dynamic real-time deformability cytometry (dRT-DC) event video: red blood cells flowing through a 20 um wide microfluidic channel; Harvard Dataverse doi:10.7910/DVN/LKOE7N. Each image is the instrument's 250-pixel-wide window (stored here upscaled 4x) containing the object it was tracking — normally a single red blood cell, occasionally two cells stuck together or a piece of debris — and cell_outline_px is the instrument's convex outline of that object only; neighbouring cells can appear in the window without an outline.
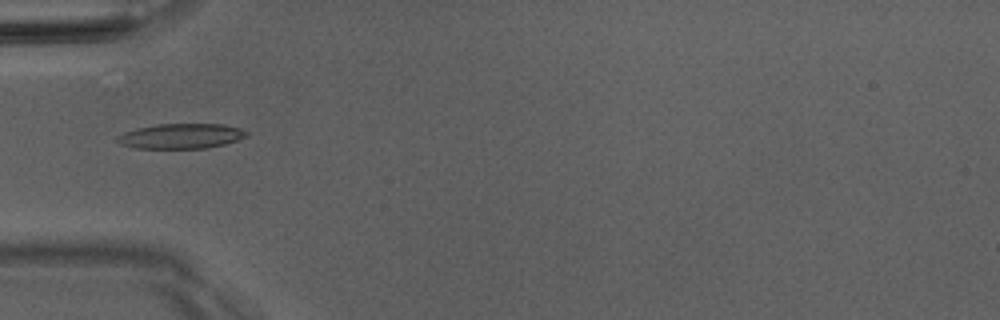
{"species": "Egyptian fruit bat (a non-hibernating species)", "species_latin": "Rousettus aegyptiacus", "temperature_condition": "room temperature", "stored_images_in_passage": 7, "camera_frame_rate_fps": 3000, "um_per_image_px": 0.085, "animal": {"sex": "male"}, "frame": {"image": 1, "passage_image": 1, "time_ms": 0.0, "image_size_px": [1000, 320], "cell_outline_px": [[248, 136], [224, 144], [204, 148], [136, 148], [120, 144], [116, 140], [116, 136], [124, 132], [136, 128], [160, 124], [224, 124], [240, 128], [248, 132]], "centroid_in_image_um": [15.38, 11.56], "position_along_channel_um": 69.6, "area_um2": 18.79}}